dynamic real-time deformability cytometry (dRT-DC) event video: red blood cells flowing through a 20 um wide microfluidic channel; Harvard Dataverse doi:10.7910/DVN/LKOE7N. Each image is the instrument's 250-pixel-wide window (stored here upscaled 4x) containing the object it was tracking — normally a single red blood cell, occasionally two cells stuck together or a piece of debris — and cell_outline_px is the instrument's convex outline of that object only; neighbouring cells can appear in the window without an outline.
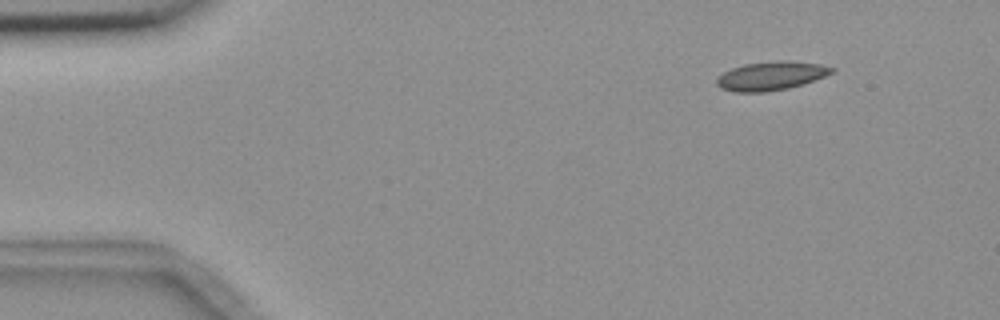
{"species": "common noctule bat (a hibernating species)", "species_latin": "Nyctalus noctula", "temperature_condition": "room temperature", "stored_images_in_passage": 5, "camera_frame_rate_fps": 3000, "um_per_image_px": 0.085, "animal": {"sex": "female", "body_mass_g": 18.4}, "frame": {"image": 1, "passage_image": 2, "time_ms": 1.0, "image_size_px": [1000, 320], "cell_outline_px": [[836, 68], [832, 72], [824, 76], [788, 88], [768, 92], [732, 92], [720, 88], [716, 84], [716, 76], [732, 68], [744, 64], [776, 60], [820, 64]], "centroid_in_image_um": [65.46, 6.45], "position_along_channel_um": 19.5, "area_um2": 19.13}}